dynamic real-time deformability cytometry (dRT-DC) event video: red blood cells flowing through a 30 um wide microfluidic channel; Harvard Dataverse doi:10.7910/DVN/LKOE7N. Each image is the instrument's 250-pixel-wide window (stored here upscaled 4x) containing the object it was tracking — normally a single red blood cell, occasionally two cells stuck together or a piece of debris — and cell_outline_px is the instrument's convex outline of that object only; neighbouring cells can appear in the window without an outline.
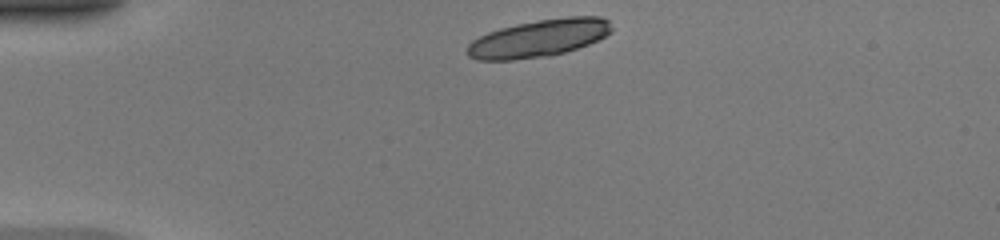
{"species": "common noctule bat (a hibernating species)", "species_latin": "Nyctalus noctula", "temperature_condition": "warm", "stored_images_in_passage": 38, "camera_frame_rate_fps": 3000, "um_per_image_px": 0.085, "animal": {"sex": "female", "body_mass_g": 20.0, "forearm_length_mm": 54.0}, "frame": {"image": 1, "passage_image": 1, "time_ms": 0.0, "image_size_px": [1000, 240], "cell_outline_px": [[612, 32], [588, 44], [564, 52], [548, 56], [512, 60], [476, 60], [468, 56], [468, 44], [472, 40], [488, 32], [500, 28], [516, 24], [540, 20], [568, 16], [600, 16], [608, 20], [612, 28]], "centroid_in_image_um": [45.79, 3.25], "position_along_channel_um": 39.2, "area_um2": 31.33}}